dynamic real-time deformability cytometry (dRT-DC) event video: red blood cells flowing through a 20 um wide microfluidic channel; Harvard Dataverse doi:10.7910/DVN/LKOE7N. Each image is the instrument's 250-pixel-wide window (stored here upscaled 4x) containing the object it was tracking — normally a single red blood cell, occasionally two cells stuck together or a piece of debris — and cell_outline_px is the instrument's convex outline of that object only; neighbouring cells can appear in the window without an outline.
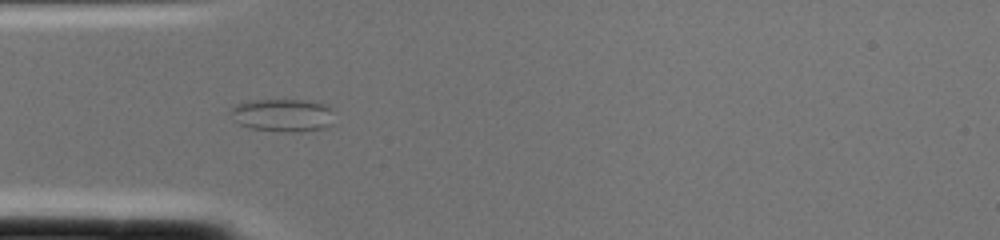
{"species": "common noctule bat (a hibernating species)", "species_latin": "Nyctalus noctula", "temperature_condition": "cold", "stored_images_in_passage": 1, "camera_frame_rate_fps": 3000, "um_per_image_px": 0.085, "animal": {"sex": "female", "body_mass_g": 22.0, "forearm_length_mm": 56.7}, "frame": {"image": 1, "passage_image": 1, "time_ms": 0.0, "image_size_px": [1000, 240], "cell_outline_px": [[332, 124], [324, 128], [300, 132], [288, 132], [248, 128], [240, 124], [228, 112], [236, 104], [248, 100], [304, 100], [324, 104], [332, 108]], "centroid_in_image_um": [24.03, 9.79], "position_along_channel_um": 61.0, "area_um2": 19.94}}